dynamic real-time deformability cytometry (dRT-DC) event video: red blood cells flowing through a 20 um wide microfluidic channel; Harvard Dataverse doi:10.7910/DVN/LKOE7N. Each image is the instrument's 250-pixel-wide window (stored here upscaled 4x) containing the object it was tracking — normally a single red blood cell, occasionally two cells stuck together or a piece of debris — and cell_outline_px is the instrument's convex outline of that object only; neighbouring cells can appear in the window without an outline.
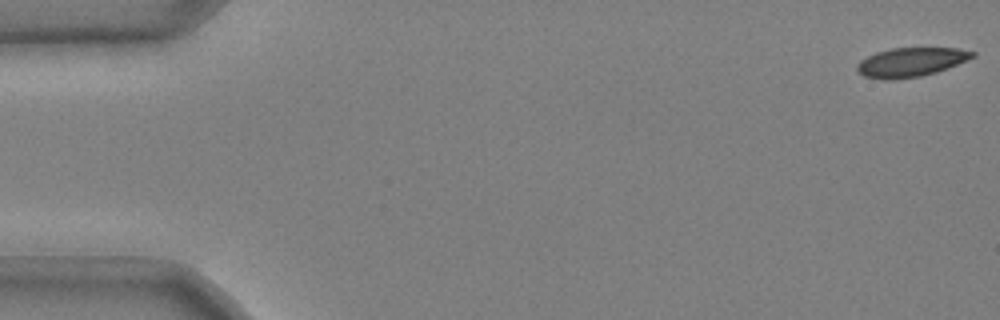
{"species": "common noctule bat (a hibernating species)", "species_latin": "Nyctalus noctula", "temperature_condition": "cold", "stored_images_in_passage": 48, "camera_frame_rate_fps": 3000, "um_per_image_px": 0.085, "animal": {"sex": "male", "body_mass_g": 20.4}, "frame": {"image": 1, "passage_image": 1, "time_ms": 0.0, "image_size_px": [1000, 320], "cell_outline_px": [[976, 56], [948, 68], [936, 72], [920, 76], [888, 80], [884, 80], [864, 76], [856, 68], [856, 64], [860, 60], [876, 52], [892, 48], [956, 48], [976, 52]], "centroid_in_image_um": [77.42, 5.28], "position_along_channel_um": 7.6, "area_um2": 19.48}}
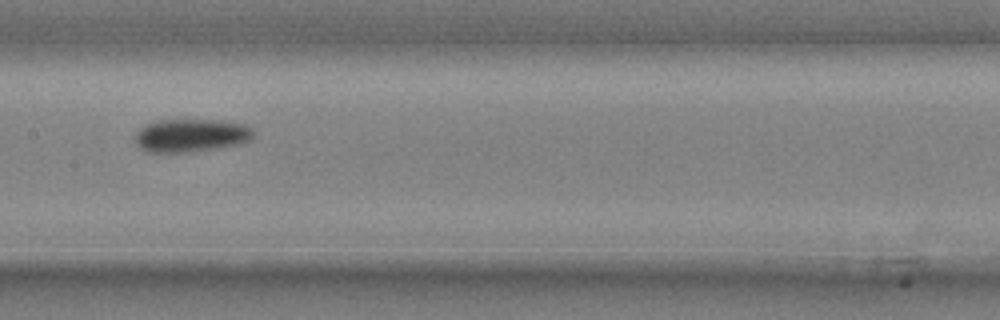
{"frame": {"image": 2, "passage_image": 27, "time_ms": 8.667, "image_size_px": [1000, 320], "cell_outline_px": [[252, 140], [240, 144], [216, 148], [184, 152], [148, 152], [140, 148], [136, 144], [136, 132], [144, 124], [156, 120], [220, 120], [244, 124], [252, 128]], "centroid_in_image_um": [16.22, 11.5], "position_along_channel_um": 191.2, "area_um2": 22.83}}
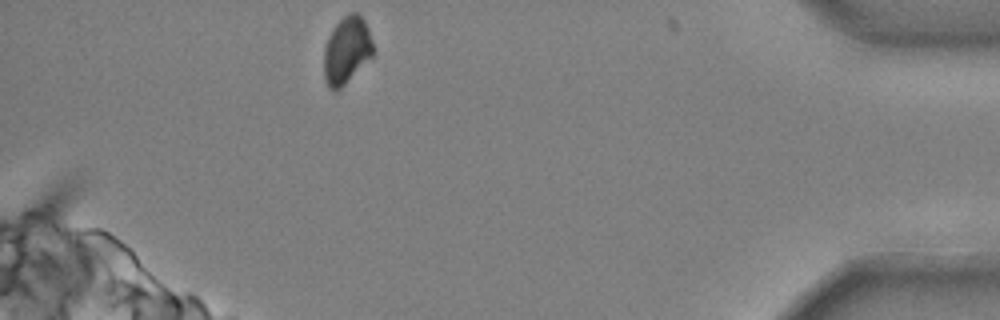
{"frame": {"image": 3, "passage_image": 48, "time_ms": 15.667, "image_size_px": [1000, 320], "cell_outline_px": [[376, 52], [336, 92], [332, 92], [328, 88], [324, 80], [324, 48], [328, 36], [336, 24], [348, 12], [356, 12], [364, 20], [368, 28]], "centroid_in_image_um": [29.46, 4.28], "position_along_channel_um": 405.7, "area_um2": 19.36}, "authors_computed_cell_mechanics": {"area_um2": 21.4438, "velocity_mm_per_s": 3.703, "shape_relaxation_time_tau1_ms": 3.0523, "shape_relaxation_time_tau2_ms": null, "deformation_change_tau1": 0.0865, "deformation_change_tau2": null}}